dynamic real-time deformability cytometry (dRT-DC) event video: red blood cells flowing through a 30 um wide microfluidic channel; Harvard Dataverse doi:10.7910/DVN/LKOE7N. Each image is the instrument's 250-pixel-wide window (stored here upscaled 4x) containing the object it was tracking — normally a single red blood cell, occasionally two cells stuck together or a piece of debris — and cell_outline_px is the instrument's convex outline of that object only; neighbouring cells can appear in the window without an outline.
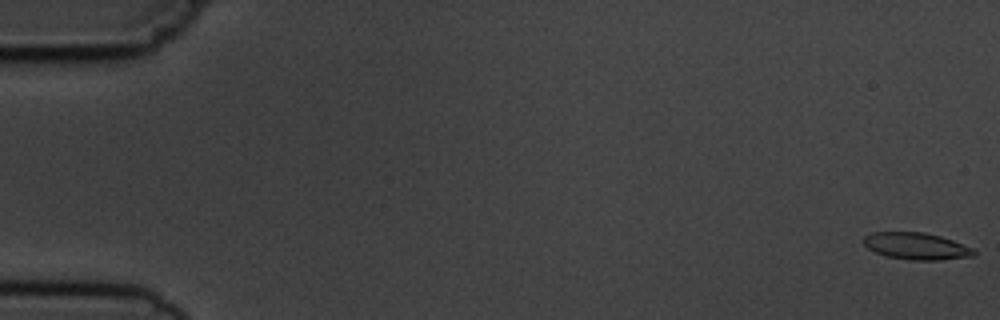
{"species": "common noctule bat (a hibernating species)", "species_latin": "Nyctalus noctula", "temperature_condition": "cold", "stored_images_in_passage": 7, "camera_frame_rate_fps": 3000, "um_per_image_px": 0.085, "animal": {"sex": "male", "body_mass_g": 19.5, "forearm_length_mm": 54.6}, "frame": {"image": 1, "passage_image": 1, "time_ms": 0.0, "image_size_px": [1000, 320], "cell_outline_px": [[976, 256], [940, 260], [908, 260], [884, 256], [868, 248], [864, 244], [864, 236], [872, 232], [924, 232], [940, 236], [952, 240], [972, 248], [976, 252]], "centroid_in_image_um": [77.89, 20.93], "position_along_channel_um": 7.1, "area_um2": 17.34}}
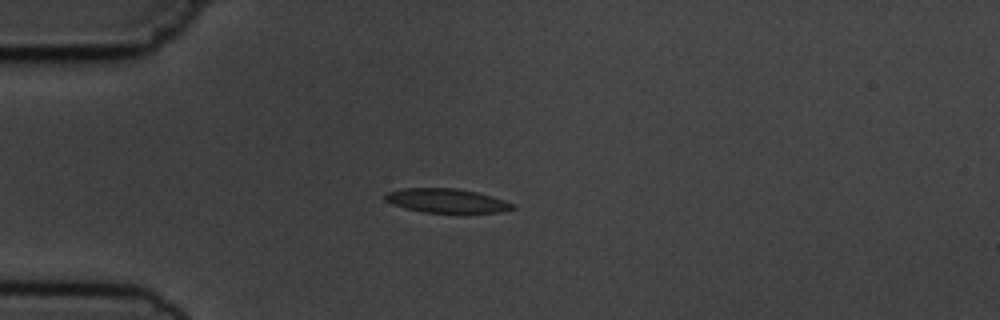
{"frame": {"image": 2, "passage_image": 5, "time_ms": 4.667, "image_size_px": [1000, 320], "cell_outline_px": [[516, 208], [500, 212], [424, 212], [404, 208], [392, 204], [384, 200], [384, 196], [388, 192], [404, 188], [456, 188], [476, 192], [492, 196], [504, 200], [512, 204]], "centroid_in_image_um": [37.93, 17.05], "position_along_channel_um": 47.1, "area_um2": 17.69}}
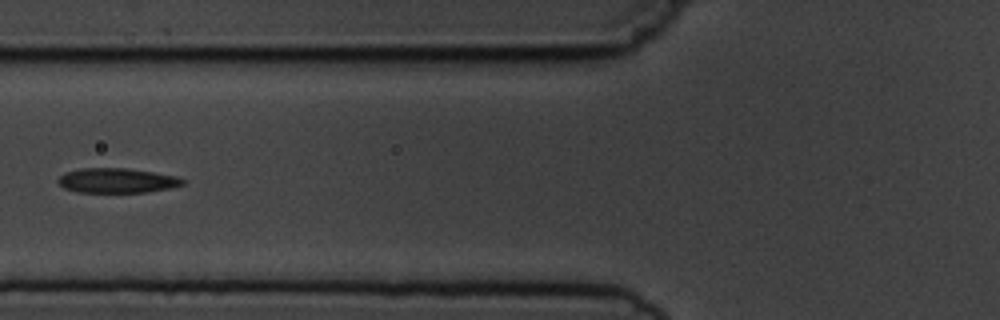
{"frame": {"image": 3, "passage_image": 7, "time_ms": 7.0, "image_size_px": [1000, 320], "cell_outline_px": [[184, 184], [168, 188], [148, 192], [76, 192], [64, 188], [56, 180], [64, 172], [80, 168], [124, 168], [152, 172], [176, 176], [184, 180]], "centroid_in_image_um": [9.89, 15.34], "position_along_channel_um": 115.9, "area_um2": 17.86}}